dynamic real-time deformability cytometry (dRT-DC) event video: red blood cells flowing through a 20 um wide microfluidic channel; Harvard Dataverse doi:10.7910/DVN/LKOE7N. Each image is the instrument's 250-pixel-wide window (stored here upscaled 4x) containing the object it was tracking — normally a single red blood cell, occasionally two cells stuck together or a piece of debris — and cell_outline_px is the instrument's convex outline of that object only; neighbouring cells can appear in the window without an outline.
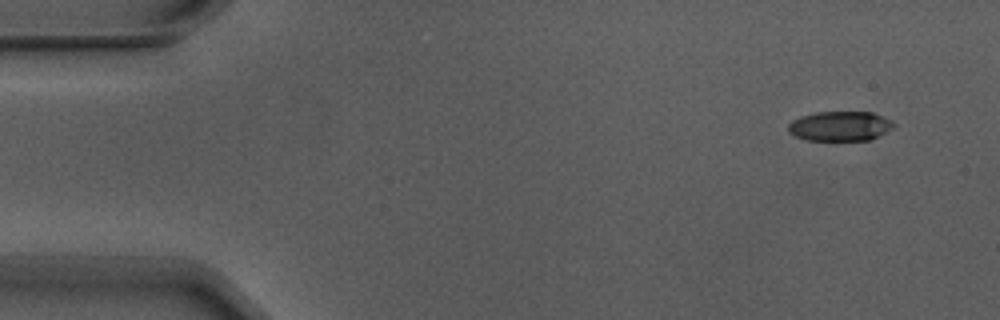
{"species": "Egyptian fruit bat (a non-hibernating species)", "species_latin": "Rousettus aegyptiacus", "temperature_condition": "warm", "stored_images_in_passage": 3, "camera_frame_rate_fps": 3000, "um_per_image_px": 0.085, "animal": {"sex": "male"}, "frame": {"image": 1, "passage_image": 1, "time_ms": 0.0, "image_size_px": [1000, 320], "cell_outline_px": [[896, 124], [892, 128], [868, 140], [808, 140], [796, 136], [788, 132], [788, 124], [792, 120], [800, 116], [816, 112], [872, 112], [892, 120]], "centroid_in_image_um": [71.38, 10.71], "position_along_channel_um": 13.6, "area_um2": 18.15}}